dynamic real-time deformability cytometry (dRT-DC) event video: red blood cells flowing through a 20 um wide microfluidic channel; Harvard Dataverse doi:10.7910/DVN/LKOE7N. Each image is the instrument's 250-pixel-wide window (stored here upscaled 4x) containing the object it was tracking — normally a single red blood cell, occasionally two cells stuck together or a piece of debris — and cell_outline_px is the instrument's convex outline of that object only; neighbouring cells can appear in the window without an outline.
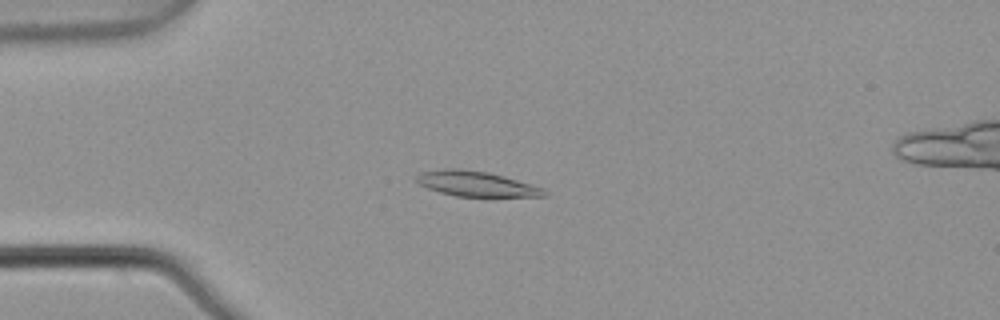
{"species": "common noctule bat (a hibernating species)", "species_latin": "Nyctalus noctula", "temperature_condition": "warm", "stored_images_in_passage": 5, "camera_frame_rate_fps": 3000, "um_per_image_px": 0.085, "animal": {"sex": "male", "body_mass_g": 21.5, "forearm_length_mm": 52.0}, "frame": {"image": 1, "passage_image": 3, "time_ms": 0.667, "image_size_px": [1000, 320], "cell_outline_px": [[548, 196], [456, 196], [440, 192], [428, 188], [420, 184], [416, 180], [416, 176], [420, 172], [444, 168], [460, 168], [488, 172], [504, 176], [532, 184], [544, 188], [548, 192]], "centroid_in_image_um": [40.49, 15.61], "position_along_channel_um": 44.5, "area_um2": 18.73}}
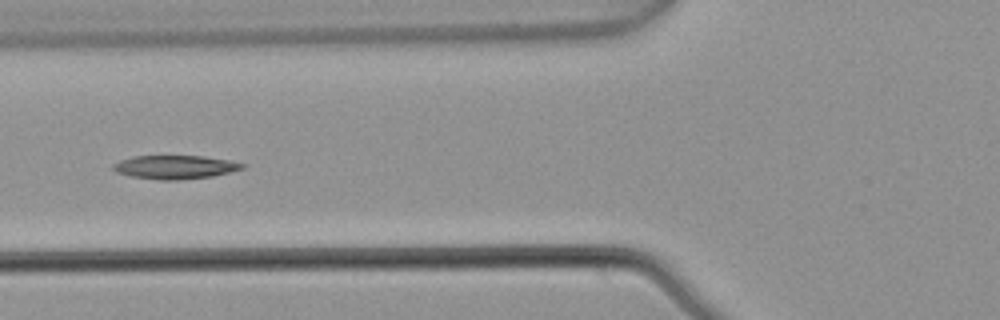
{"frame": {"image": 2, "passage_image": 5, "time_ms": 1.333, "image_size_px": [1000, 320], "cell_outline_px": [[248, 164], [244, 168], [232, 172], [212, 176], [180, 180], [160, 180], [132, 176], [116, 172], [112, 168], [112, 164], [120, 160], [132, 156], [204, 156], [228, 160]], "centroid_in_image_um": [14.9, 14.2], "position_along_channel_um": 110.9, "area_um2": 17.86}}